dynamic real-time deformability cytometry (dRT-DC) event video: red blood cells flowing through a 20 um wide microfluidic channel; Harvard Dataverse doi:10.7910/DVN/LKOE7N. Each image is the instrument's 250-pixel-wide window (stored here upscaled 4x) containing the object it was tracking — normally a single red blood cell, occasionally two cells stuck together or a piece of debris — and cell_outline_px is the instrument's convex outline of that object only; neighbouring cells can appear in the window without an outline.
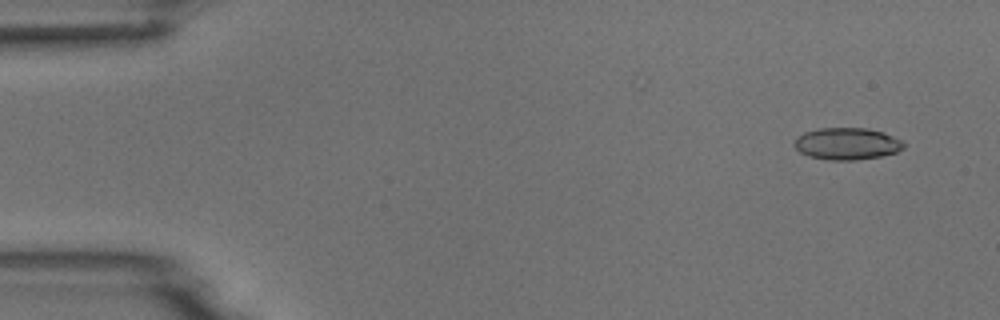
{"species": "common noctule bat (a hibernating species)", "species_latin": "Nyctalus noctula", "temperature_condition": "room temperature", "stored_images_in_passage": 5, "camera_frame_rate_fps": 3000, "um_per_image_px": 0.085, "animal": {"sex": "male", "body_mass_g": 18.8}, "frame": {"image": 1, "passage_image": 1, "time_ms": 0.0, "image_size_px": [1000, 320], "cell_outline_px": [[904, 148], [896, 152], [880, 156], [856, 160], [832, 160], [808, 156], [800, 152], [792, 144], [792, 140], [796, 136], [804, 132], [820, 128], [868, 128], [884, 132], [904, 140]], "centroid_in_image_um": [71.98, 12.2], "position_along_channel_um": 13.0, "area_um2": 20.63}}
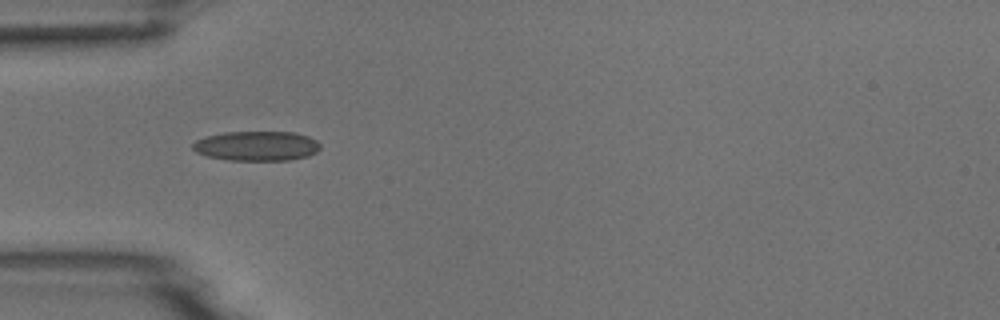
{"frame": {"image": 2, "passage_image": 4, "time_ms": 4.333, "image_size_px": [1000, 320], "cell_outline_px": [[320, 148], [316, 152], [308, 156], [288, 160], [228, 160], [208, 156], [196, 152], [192, 148], [192, 144], [196, 140], [204, 136], [224, 132], [296, 132], [308, 136], [316, 140], [320, 144]], "centroid_in_image_um": [21.81, 12.4], "position_along_channel_um": 63.2, "area_um2": 22.14}}